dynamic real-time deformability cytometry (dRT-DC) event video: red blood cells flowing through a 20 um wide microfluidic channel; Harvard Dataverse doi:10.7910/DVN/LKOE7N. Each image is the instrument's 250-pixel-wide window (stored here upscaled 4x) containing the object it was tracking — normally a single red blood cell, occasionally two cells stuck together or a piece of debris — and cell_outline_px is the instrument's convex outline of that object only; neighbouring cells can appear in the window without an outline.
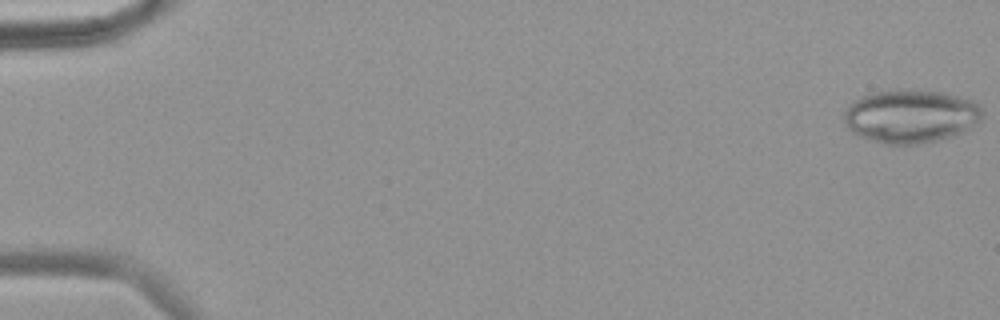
{"species": "common noctule bat (a hibernating species)", "species_latin": "Nyctalus noctula", "temperature_condition": "warm", "stored_images_in_passage": 57, "camera_frame_rate_fps": 3000, "um_per_image_px": 0.085, "animal": {"sex": "female", "body_mass_g": 18.4}, "frame": {"image": 1, "passage_image": 1, "time_ms": 0.0, "image_size_px": [1000, 320], "cell_outline_px": [[980, 120], [964, 132], [932, 140], [912, 144], [884, 144], [860, 136], [852, 132], [844, 124], [844, 112], [848, 104], [852, 100], [860, 96], [872, 92], [900, 88], [916, 88], [944, 92], [964, 96], [972, 100], [980, 108]], "centroid_in_image_um": [77.35, 9.82], "position_along_channel_um": 7.6, "area_um2": 43.35}}
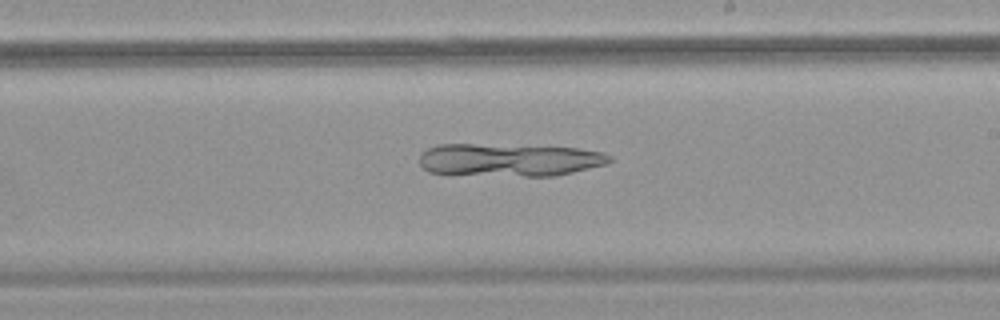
{"frame": {"image": 2, "passage_image": 35, "time_ms": 11.333, "image_size_px": [1000, 320], "cell_outline_px": [[612, 160], [608, 164], [572, 172], [552, 176], [524, 176], [428, 172], [420, 164], [420, 152], [436, 144], [472, 144], [576, 148], [604, 152], [612, 156]], "centroid_in_image_um": [43.31, 13.58], "position_along_channel_um": 245.7, "area_um2": 36.01}}
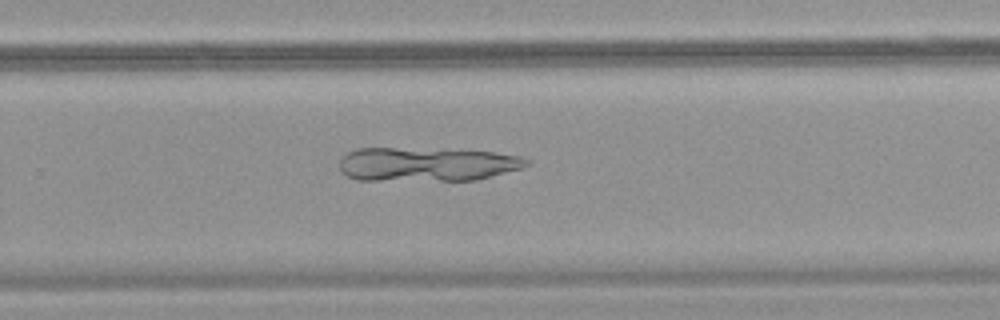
{"frame": {"image": 3, "passage_image": 39, "time_ms": 12.667, "image_size_px": [1000, 320], "cell_outline_px": [[532, 164], [524, 168], [476, 180], [356, 180], [340, 172], [340, 160], [348, 152], [356, 148], [392, 148], [492, 152], [520, 156], [528, 160]], "centroid_in_image_um": [36.28, 13.98], "position_along_channel_um": 293.5, "area_um2": 36.82}}